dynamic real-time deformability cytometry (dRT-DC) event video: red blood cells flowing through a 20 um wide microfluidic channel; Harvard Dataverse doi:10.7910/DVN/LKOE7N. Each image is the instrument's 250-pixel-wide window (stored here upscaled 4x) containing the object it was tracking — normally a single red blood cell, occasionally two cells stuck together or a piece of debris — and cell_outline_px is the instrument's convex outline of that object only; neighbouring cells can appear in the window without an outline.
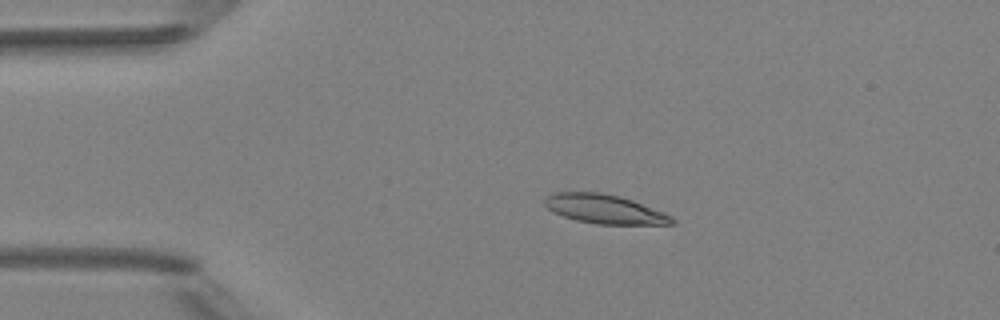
{"species": "Egyptian fruit bat (a non-hibernating species)", "species_latin": "Rousettus aegyptiacus", "temperature_condition": "room temperature", "stored_images_in_passage": 3, "camera_frame_rate_fps": 3000, "um_per_image_px": 0.085, "animal": {"sex": "female"}, "frame": {"image": 1, "passage_image": 2, "time_ms": 1.333, "image_size_px": [1000, 320], "cell_outline_px": [[676, 224], [596, 224], [576, 220], [552, 212], [544, 204], [544, 200], [552, 192], [600, 192], [620, 196], [632, 200], [664, 212], [672, 216], [676, 220]], "centroid_in_image_um": [51.4, 17.77], "position_along_channel_um": 33.6, "area_um2": 21.62}}